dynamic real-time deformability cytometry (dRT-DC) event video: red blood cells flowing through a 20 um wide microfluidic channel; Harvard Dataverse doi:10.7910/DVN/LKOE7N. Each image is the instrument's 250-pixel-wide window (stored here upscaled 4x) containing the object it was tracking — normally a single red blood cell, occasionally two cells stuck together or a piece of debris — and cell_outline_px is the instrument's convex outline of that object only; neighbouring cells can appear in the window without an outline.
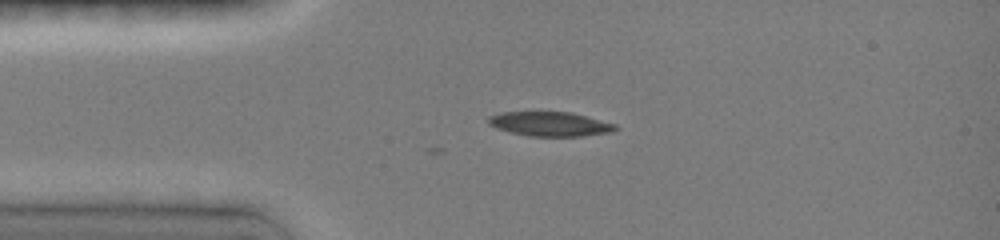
{"species": "common noctule bat (a hibernating species)", "species_latin": "Nyctalus noctula", "temperature_condition": "room temperature", "stored_images_in_passage": 4, "camera_frame_rate_fps": 3000, "um_per_image_px": 0.085, "animal": {"sex": "female", "body_mass_g": 19.0, "forearm_length_mm": 51.5}, "frame": {"image": 1, "passage_image": 1, "time_ms": 0.0, "image_size_px": [1000, 240], "cell_outline_px": [[620, 128], [612, 132], [584, 136], [528, 136], [496, 128], [488, 124], [488, 116], [500, 112], [540, 108], [572, 112], [616, 124]], "centroid_in_image_um": [46.72, 10.47], "position_along_channel_um": 38.3, "area_um2": 19.19}}